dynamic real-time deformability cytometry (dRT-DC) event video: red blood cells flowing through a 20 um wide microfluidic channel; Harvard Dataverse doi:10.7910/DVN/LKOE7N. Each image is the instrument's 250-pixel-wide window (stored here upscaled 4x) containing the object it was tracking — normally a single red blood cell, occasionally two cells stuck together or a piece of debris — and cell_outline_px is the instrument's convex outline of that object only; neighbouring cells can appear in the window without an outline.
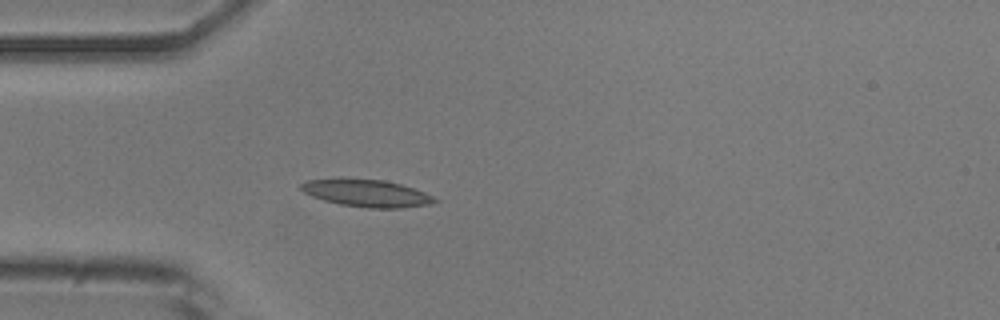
{"species": "common noctule bat (a hibernating species)", "species_latin": "Nyctalus noctula", "temperature_condition": "room temperature", "stored_images_in_passage": 4, "camera_frame_rate_fps": 3000, "um_per_image_px": 0.085, "animal": {"sex": "male", "body_mass_g": 20.5, "forearm_length_mm": 52.5}, "frame": {"image": 1, "passage_image": 4, "time_ms": 1.0, "image_size_px": [1000, 320], "cell_outline_px": [[440, 200], [432, 204], [400, 208], [368, 208], [340, 204], [324, 200], [312, 196], [304, 192], [300, 188], [300, 184], [308, 180], [336, 176], [384, 180], [400, 184], [424, 192]], "centroid_in_image_um": [31.12, 16.39], "position_along_channel_um": 53.9, "area_um2": 21.73}}